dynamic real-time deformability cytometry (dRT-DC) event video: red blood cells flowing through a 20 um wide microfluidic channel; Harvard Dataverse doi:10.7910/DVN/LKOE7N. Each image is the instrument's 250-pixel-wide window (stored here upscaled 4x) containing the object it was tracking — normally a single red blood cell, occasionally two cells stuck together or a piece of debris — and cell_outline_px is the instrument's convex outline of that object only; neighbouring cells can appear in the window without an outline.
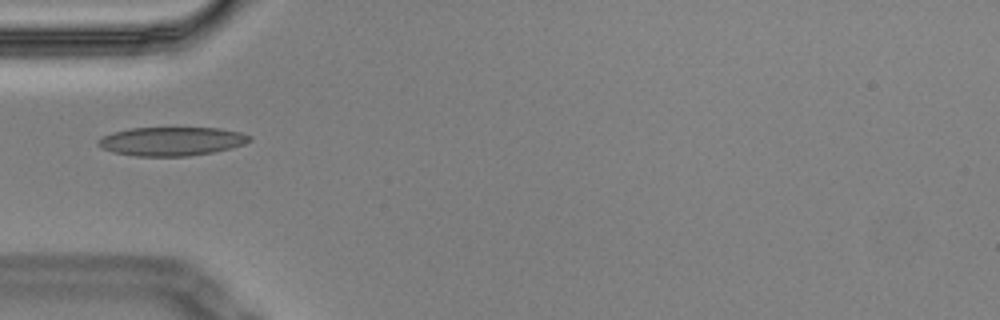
{"species": "Egyptian fruit bat (a non-hibernating species)", "species_latin": "Rousettus aegyptiacus", "temperature_condition": "cold", "stored_images_in_passage": 5, "camera_frame_rate_fps": 3000, "um_per_image_px": 0.085, "animal": {"sex": "male"}, "frame": {"image": 1, "passage_image": 1, "time_ms": 0.0, "image_size_px": [1000, 320], "cell_outline_px": [[252, 140], [244, 144], [212, 152], [188, 156], [136, 156], [112, 152], [100, 148], [96, 144], [96, 140], [100, 136], [112, 132], [132, 128], [220, 128], [240, 132], [252, 136]], "centroid_in_image_um": [14.52, 12.01], "position_along_channel_um": 70.5, "area_um2": 25.49}}
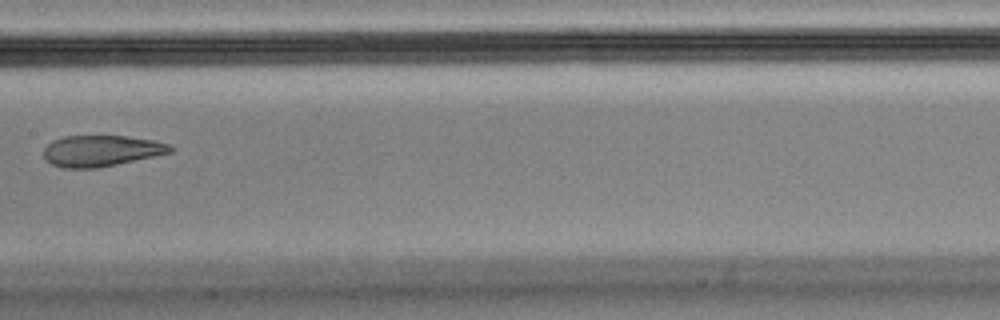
{"frame": {"image": 2, "passage_image": 4, "time_ms": 1.0, "image_size_px": [1000, 320], "cell_outline_px": [[172, 152], [156, 156], [96, 168], [64, 168], [52, 164], [44, 156], [44, 148], [52, 140], [64, 136], [124, 136], [156, 140], [172, 144]], "centroid_in_image_um": [8.64, 12.81], "position_along_channel_um": 198.8, "area_um2": 22.95}}
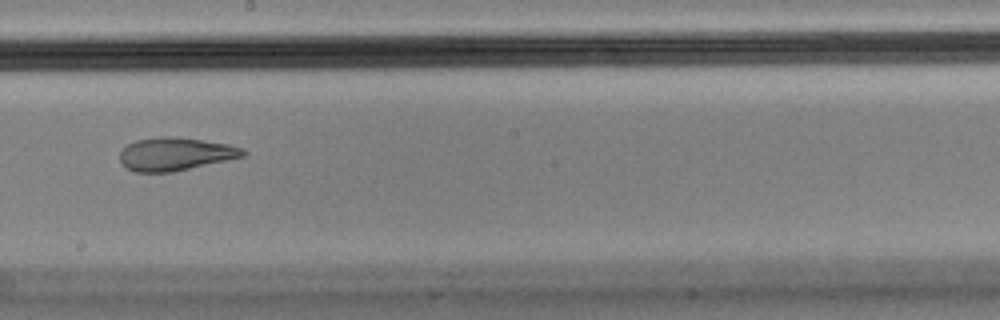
{"frame": {"image": 3, "passage_image": 5, "time_ms": 1.333, "image_size_px": [1000, 320], "cell_outline_px": [[248, 152], [244, 156], [228, 160], [172, 172], [136, 172], [124, 168], [120, 164], [120, 152], [128, 144], [136, 140], [156, 136], [176, 136], [228, 144], [244, 148]], "centroid_in_image_um": [14.89, 13.09], "position_along_channel_um": 233.3, "area_um2": 23.99}}